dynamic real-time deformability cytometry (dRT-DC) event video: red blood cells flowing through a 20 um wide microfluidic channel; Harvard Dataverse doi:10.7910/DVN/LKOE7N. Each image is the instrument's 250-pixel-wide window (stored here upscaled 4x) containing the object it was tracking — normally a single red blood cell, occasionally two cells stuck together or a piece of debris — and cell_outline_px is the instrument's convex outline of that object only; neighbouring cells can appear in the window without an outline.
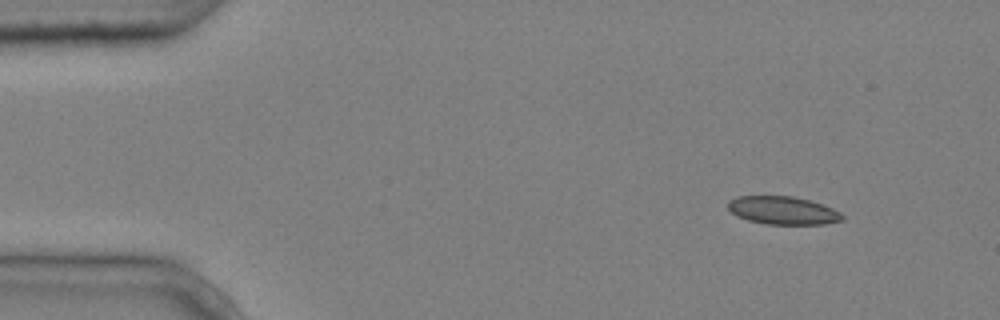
{"species": "common noctule bat (a hibernating species)", "species_latin": "Nyctalus noctula", "temperature_condition": "cold", "stored_images_in_passage": 9, "camera_frame_rate_fps": 3000, "um_per_image_px": 0.085, "animal": {"sex": "male", "body_mass_g": 20.4}, "frame": {"image": 1, "passage_image": 1, "time_ms": 0.0, "image_size_px": [1000, 320], "cell_outline_px": [[844, 220], [824, 224], [768, 224], [748, 220], [736, 216], [728, 208], [728, 200], [736, 196], [792, 196], [808, 200], [832, 208], [840, 212], [844, 216]], "centroid_in_image_um": [66.53, 17.88], "position_along_channel_um": 18.5, "area_um2": 18.61}}
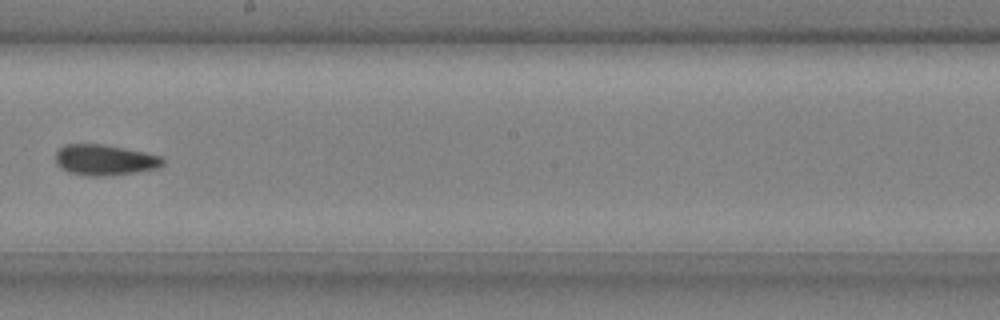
{"frame": {"image": 2, "passage_image": 8, "time_ms": 2.333, "image_size_px": [1000, 320], "cell_outline_px": [[164, 164], [160, 168], [112, 176], [84, 176], [68, 172], [60, 168], [56, 164], [56, 152], [64, 144], [104, 144], [144, 152], [160, 156], [164, 160]], "centroid_in_image_um": [8.89, 13.61], "position_along_channel_um": 239.3, "area_um2": 19.48}}
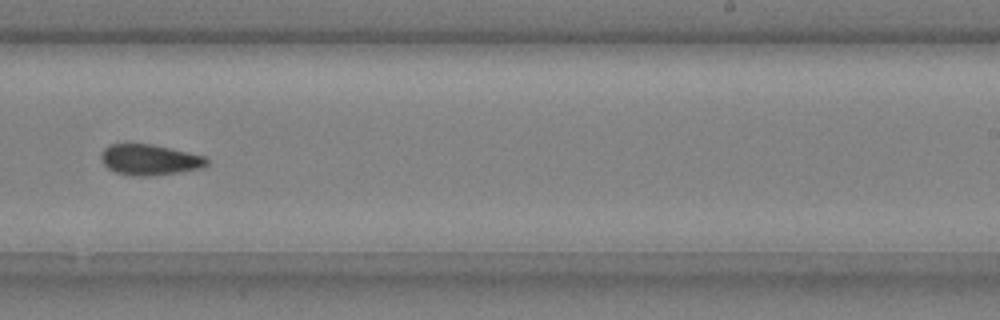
{"frame": {"image": 3, "passage_image": 9, "time_ms": 2.667, "image_size_px": [1000, 320], "cell_outline_px": [[208, 164], [204, 168], [152, 176], [132, 176], [116, 172], [108, 168], [100, 160], [100, 152], [108, 144], [152, 144], [188, 152], [204, 156], [208, 160]], "centroid_in_image_um": [12.7, 13.58], "position_along_channel_um": 276.3, "area_um2": 19.07}}